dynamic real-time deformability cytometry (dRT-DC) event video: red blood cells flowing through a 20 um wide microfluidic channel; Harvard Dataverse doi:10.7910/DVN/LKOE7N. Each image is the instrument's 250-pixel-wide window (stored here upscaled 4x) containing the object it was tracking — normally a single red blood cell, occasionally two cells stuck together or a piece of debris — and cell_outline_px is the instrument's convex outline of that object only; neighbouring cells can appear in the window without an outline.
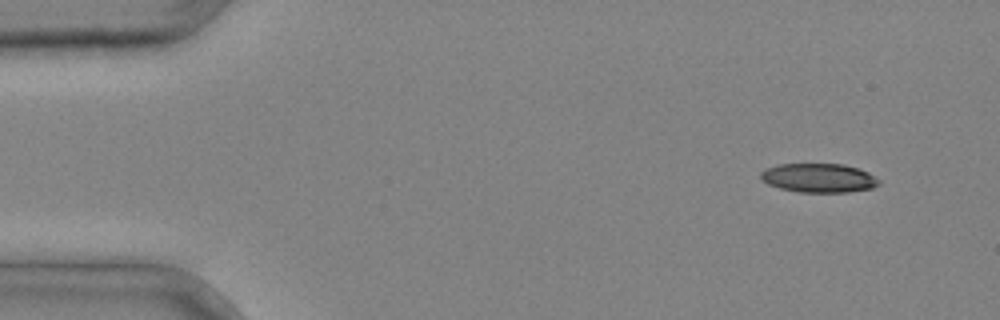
{"species": "common noctule bat (a hibernating species)", "species_latin": "Nyctalus noctula", "temperature_condition": "cold", "stored_images_in_passage": 4, "segment_of_instrument_passage": [1, 2], "camera_frame_rate_fps": 3000, "um_per_image_px": 0.085, "animal": {"sex": "male", "body_mass_g": 20.4}, "frame": {"image": 1, "passage_image": 1, "time_ms": 0.0, "image_size_px": [1000, 320], "cell_outline_px": [[880, 184], [872, 188], [848, 192], [800, 192], [780, 188], [768, 184], [760, 176], [760, 172], [764, 168], [776, 164], [844, 164], [868, 172], [880, 180]], "centroid_in_image_um": [69.58, 15.12], "position_along_channel_um": 15.4, "area_um2": 20.0}}
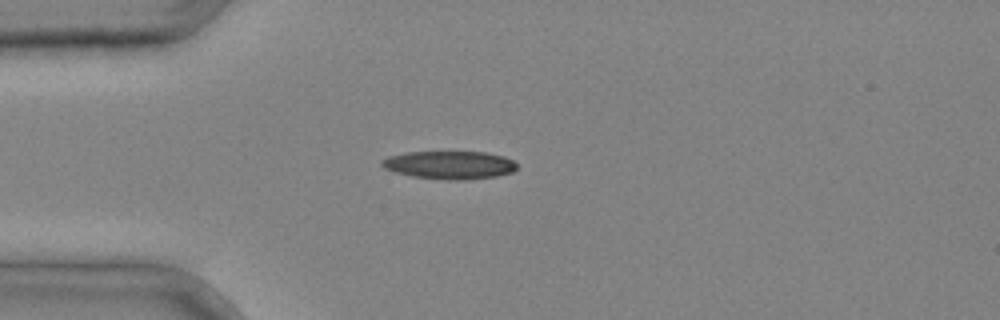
{"frame": {"image": 2, "passage_image": 3, "time_ms": 0.667, "image_size_px": [1000, 320], "cell_outline_px": [[516, 168], [512, 172], [496, 176], [464, 180], [448, 180], [412, 176], [396, 172], [384, 168], [380, 164], [380, 160], [388, 156], [408, 152], [484, 152], [504, 156], [512, 160], [516, 164]], "centroid_in_image_um": [38.19, 14.02], "position_along_channel_um": 46.8, "area_um2": 22.02}}